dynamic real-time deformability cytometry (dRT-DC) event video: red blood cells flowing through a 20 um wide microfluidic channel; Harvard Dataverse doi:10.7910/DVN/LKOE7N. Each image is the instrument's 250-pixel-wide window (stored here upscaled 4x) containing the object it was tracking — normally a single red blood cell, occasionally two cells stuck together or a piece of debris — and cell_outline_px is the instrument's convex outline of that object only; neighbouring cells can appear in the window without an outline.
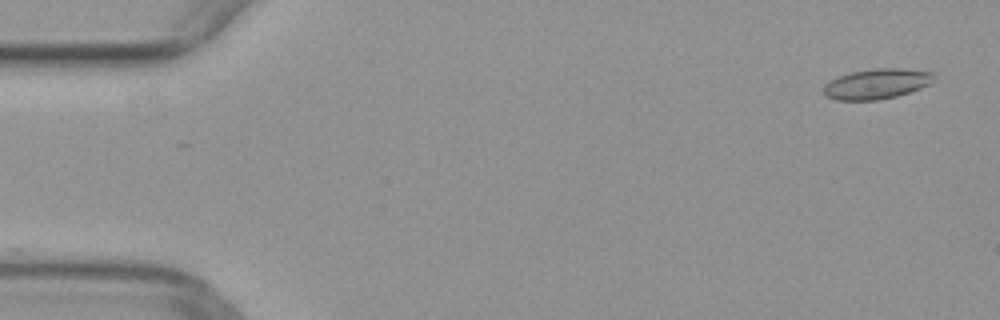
{"species": "common noctule bat (a hibernating species)", "species_latin": "Nyctalus noctula", "temperature_condition": "warm", "stored_images_in_passage": 22, "camera_frame_rate_fps": 3000, "um_per_image_px": 0.085, "animal": {"sex": "female", "body_mass_g": 29.2, "forearm_length_mm": 56.3}, "frame": {"image": 1, "passage_image": 2, "time_ms": 0.333, "image_size_px": [1000, 320], "cell_outline_px": [[936, 72], [928, 84], [920, 88], [896, 96], [876, 100], [836, 100], [828, 96], [824, 92], [824, 84], [840, 76], [852, 72], [876, 68], [900, 68]], "centroid_in_image_um": [74.53, 7.12], "position_along_channel_um": 10.5, "area_um2": 19.07}}
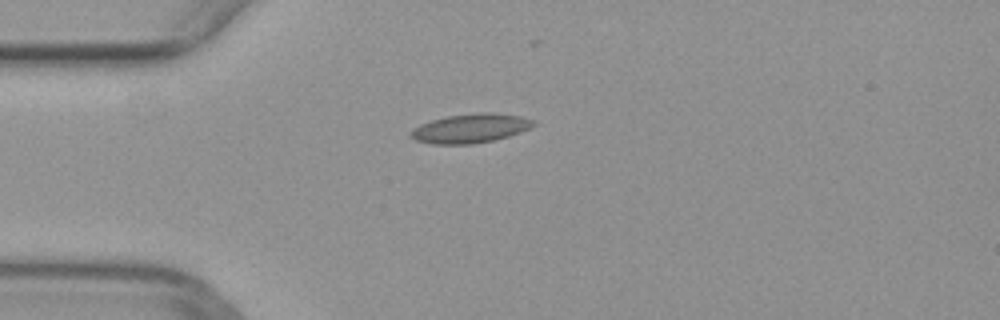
{"frame": {"image": 2, "passage_image": 13, "time_ms": 4.0, "image_size_px": [1000, 320], "cell_outline_px": [[536, 124], [520, 132], [508, 136], [492, 140], [472, 144], [432, 144], [416, 140], [408, 136], [412, 128], [420, 124], [432, 120], [448, 116], [480, 112], [492, 112], [520, 116], [536, 120]], "centroid_in_image_um": [39.97, 10.9], "position_along_channel_um": 45.0, "area_um2": 20.81}}
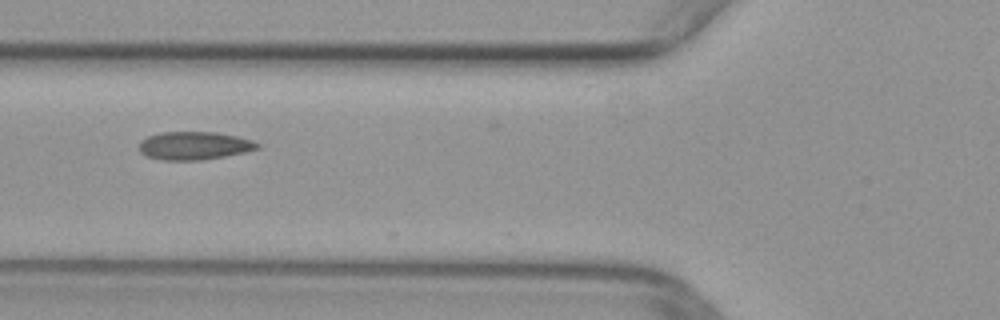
{"frame": {"image": 3, "passage_image": 19, "time_ms": 6.0, "image_size_px": [1000, 320], "cell_outline_px": [[260, 148], [244, 152], [224, 156], [200, 160], [164, 160], [148, 156], [140, 152], [140, 140], [148, 136], [160, 132], [216, 132], [236, 136], [252, 140], [260, 144]], "centroid_in_image_um": [16.51, 12.37], "position_along_channel_um": 109.3, "area_um2": 19.25}}